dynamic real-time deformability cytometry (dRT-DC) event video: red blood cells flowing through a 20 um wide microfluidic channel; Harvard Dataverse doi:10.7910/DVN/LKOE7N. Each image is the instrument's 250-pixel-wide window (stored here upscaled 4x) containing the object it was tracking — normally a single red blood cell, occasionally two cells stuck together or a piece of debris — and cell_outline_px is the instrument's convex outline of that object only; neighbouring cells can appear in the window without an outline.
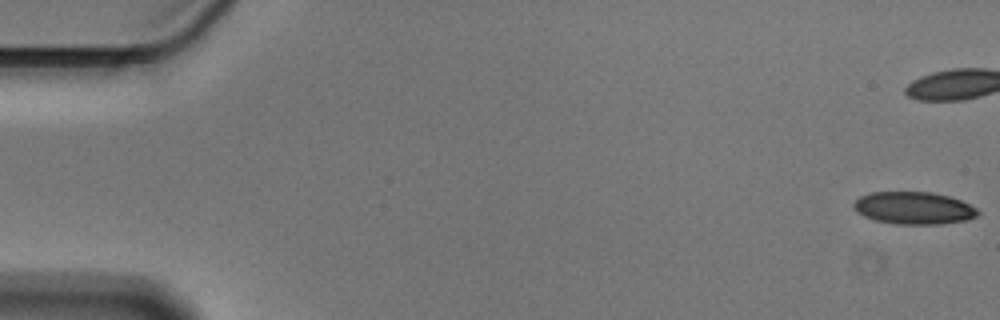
{"species": "Egyptian fruit bat (a non-hibernating species)", "species_latin": "Rousettus aegyptiacus", "temperature_condition": "cold", "stored_images_in_passage": 45, "camera_frame_rate_fps": 3000, "um_per_image_px": 0.085, "animal": {"sex": "male"}, "frame": {"image": 1, "passage_image": 1, "time_ms": 0.0, "image_size_px": [1000, 320], "cell_outline_px": [[980, 212], [976, 216], [968, 220], [936, 224], [896, 224], [876, 220], [864, 216], [856, 212], [852, 208], [852, 204], [860, 196], [872, 192], [932, 192], [948, 196], [960, 200], [976, 208]], "centroid_in_image_um": [77.64, 17.68], "position_along_channel_um": 7.4, "area_um2": 23.41}}
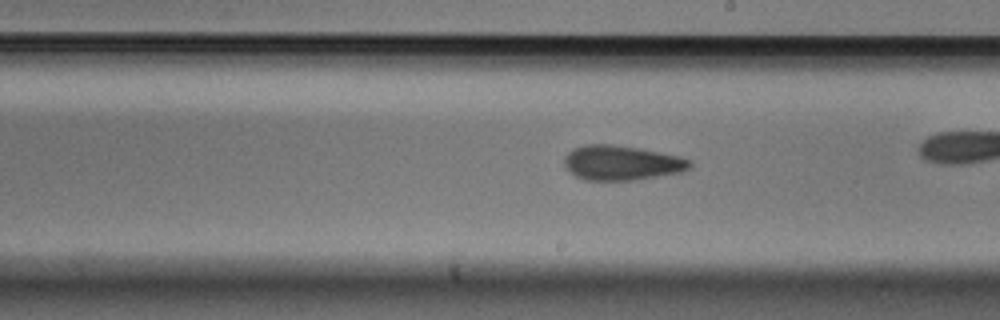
{"frame": {"image": 2, "passage_image": 32, "time_ms": 10.333, "image_size_px": [1000, 320], "cell_outline_px": [[692, 168], [680, 172], [632, 180], [584, 180], [576, 176], [564, 164], [564, 156], [572, 148], [584, 144], [612, 144], [640, 148], [680, 156], [692, 160]], "centroid_in_image_um": [52.85, 13.82], "position_along_channel_um": 236.2, "area_um2": 25.49}}
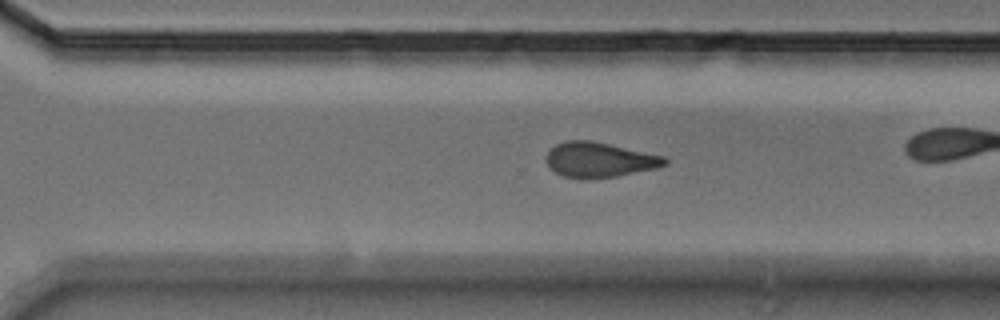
{"frame": {"image": 3, "passage_image": 39, "time_ms": 12.667, "image_size_px": [1000, 320], "cell_outline_px": [[668, 164], [656, 168], [616, 176], [580, 180], [564, 176], [556, 172], [544, 160], [548, 152], [556, 144], [564, 140], [592, 140], [664, 156], [668, 160]], "centroid_in_image_um": [50.93, 13.58], "position_along_channel_um": 319.7, "area_um2": 24.28}}